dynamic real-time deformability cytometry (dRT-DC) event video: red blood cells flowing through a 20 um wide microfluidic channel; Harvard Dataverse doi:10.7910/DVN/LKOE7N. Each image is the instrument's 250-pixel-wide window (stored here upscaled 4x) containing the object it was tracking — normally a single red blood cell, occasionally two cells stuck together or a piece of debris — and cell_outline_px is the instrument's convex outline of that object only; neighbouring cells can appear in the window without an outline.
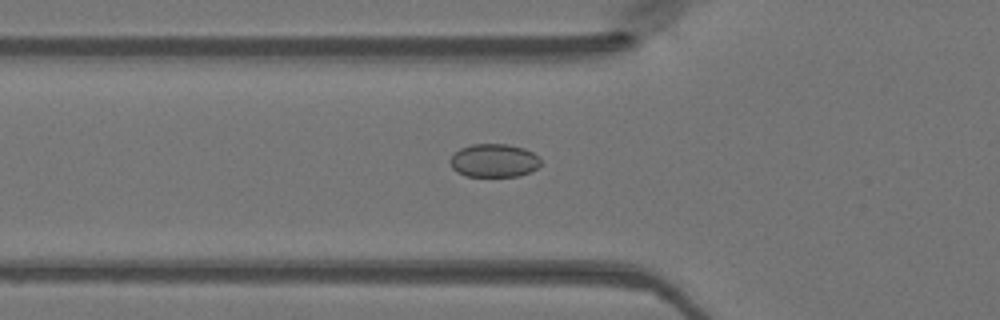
{"species": "Egyptian fruit bat (a non-hibernating species)", "species_latin": "Rousettus aegyptiacus", "temperature_condition": "warm", "stored_images_in_passage": 20, "camera_frame_rate_fps": 3000, "um_per_image_px": 0.085, "animal": {"sex": "female"}, "frame": {"image": 1, "passage_image": 17, "time_ms": 5.333, "image_size_px": [1000, 320], "cell_outline_px": [[540, 164], [536, 168], [520, 176], [464, 176], [456, 172], [452, 168], [448, 160], [460, 148], [472, 144], [508, 144], [524, 148], [532, 152], [540, 160]], "centroid_in_image_um": [41.94, 13.65], "position_along_channel_um": 83.9, "area_um2": 17.57}}
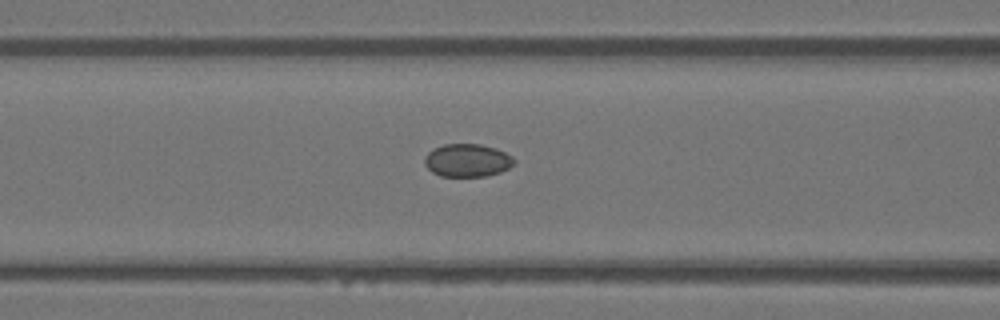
{"frame": {"image": 2, "passage_image": 20, "time_ms": 6.333, "image_size_px": [1000, 320], "cell_outline_px": [[516, 164], [500, 172], [484, 176], [440, 176], [432, 172], [424, 164], [424, 156], [432, 148], [444, 144], [480, 144], [496, 148], [512, 156], [516, 160]], "centroid_in_image_um": [39.72, 13.62], "position_along_channel_um": 126.9, "area_um2": 17.34}}